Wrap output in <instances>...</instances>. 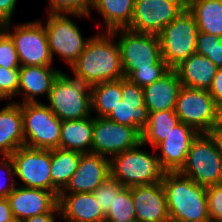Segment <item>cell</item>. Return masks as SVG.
I'll use <instances>...</instances> for the list:
<instances>
[{"label": "cell", "mask_w": 222, "mask_h": 222, "mask_svg": "<svg viewBox=\"0 0 222 222\" xmlns=\"http://www.w3.org/2000/svg\"><path fill=\"white\" fill-rule=\"evenodd\" d=\"M178 172L205 187L222 183V151L211 133L197 135Z\"/></svg>", "instance_id": "cell-7"}, {"label": "cell", "mask_w": 222, "mask_h": 222, "mask_svg": "<svg viewBox=\"0 0 222 222\" xmlns=\"http://www.w3.org/2000/svg\"><path fill=\"white\" fill-rule=\"evenodd\" d=\"M16 186L13 162L10 156H2L0 159V198H7Z\"/></svg>", "instance_id": "cell-36"}, {"label": "cell", "mask_w": 222, "mask_h": 222, "mask_svg": "<svg viewBox=\"0 0 222 222\" xmlns=\"http://www.w3.org/2000/svg\"><path fill=\"white\" fill-rule=\"evenodd\" d=\"M14 218L7 198H0V222H8Z\"/></svg>", "instance_id": "cell-43"}, {"label": "cell", "mask_w": 222, "mask_h": 222, "mask_svg": "<svg viewBox=\"0 0 222 222\" xmlns=\"http://www.w3.org/2000/svg\"><path fill=\"white\" fill-rule=\"evenodd\" d=\"M93 126V115L79 120L62 121L59 148L91 153Z\"/></svg>", "instance_id": "cell-25"}, {"label": "cell", "mask_w": 222, "mask_h": 222, "mask_svg": "<svg viewBox=\"0 0 222 222\" xmlns=\"http://www.w3.org/2000/svg\"><path fill=\"white\" fill-rule=\"evenodd\" d=\"M211 134L214 136V138L216 139L219 148L222 151V125H215Z\"/></svg>", "instance_id": "cell-44"}, {"label": "cell", "mask_w": 222, "mask_h": 222, "mask_svg": "<svg viewBox=\"0 0 222 222\" xmlns=\"http://www.w3.org/2000/svg\"><path fill=\"white\" fill-rule=\"evenodd\" d=\"M210 95L214 98L216 104L222 101V68H219L214 76L211 87L209 88Z\"/></svg>", "instance_id": "cell-41"}, {"label": "cell", "mask_w": 222, "mask_h": 222, "mask_svg": "<svg viewBox=\"0 0 222 222\" xmlns=\"http://www.w3.org/2000/svg\"><path fill=\"white\" fill-rule=\"evenodd\" d=\"M111 32L117 38L124 78L130 82L144 88L170 70L162 59L158 35L128 28Z\"/></svg>", "instance_id": "cell-1"}, {"label": "cell", "mask_w": 222, "mask_h": 222, "mask_svg": "<svg viewBox=\"0 0 222 222\" xmlns=\"http://www.w3.org/2000/svg\"><path fill=\"white\" fill-rule=\"evenodd\" d=\"M4 31L13 40L21 66H54L44 24L40 20L19 24L7 22Z\"/></svg>", "instance_id": "cell-9"}, {"label": "cell", "mask_w": 222, "mask_h": 222, "mask_svg": "<svg viewBox=\"0 0 222 222\" xmlns=\"http://www.w3.org/2000/svg\"><path fill=\"white\" fill-rule=\"evenodd\" d=\"M0 87L11 99H15L19 88V69L0 67Z\"/></svg>", "instance_id": "cell-38"}, {"label": "cell", "mask_w": 222, "mask_h": 222, "mask_svg": "<svg viewBox=\"0 0 222 222\" xmlns=\"http://www.w3.org/2000/svg\"><path fill=\"white\" fill-rule=\"evenodd\" d=\"M216 125H222V101L217 103Z\"/></svg>", "instance_id": "cell-45"}, {"label": "cell", "mask_w": 222, "mask_h": 222, "mask_svg": "<svg viewBox=\"0 0 222 222\" xmlns=\"http://www.w3.org/2000/svg\"><path fill=\"white\" fill-rule=\"evenodd\" d=\"M122 100L130 104L145 105L143 88L122 78Z\"/></svg>", "instance_id": "cell-39"}, {"label": "cell", "mask_w": 222, "mask_h": 222, "mask_svg": "<svg viewBox=\"0 0 222 222\" xmlns=\"http://www.w3.org/2000/svg\"><path fill=\"white\" fill-rule=\"evenodd\" d=\"M25 146L36 149L59 148L62 121L45 102L22 103Z\"/></svg>", "instance_id": "cell-10"}, {"label": "cell", "mask_w": 222, "mask_h": 222, "mask_svg": "<svg viewBox=\"0 0 222 222\" xmlns=\"http://www.w3.org/2000/svg\"><path fill=\"white\" fill-rule=\"evenodd\" d=\"M131 188L123 187L115 196L112 206L105 215V222L136 220Z\"/></svg>", "instance_id": "cell-31"}, {"label": "cell", "mask_w": 222, "mask_h": 222, "mask_svg": "<svg viewBox=\"0 0 222 222\" xmlns=\"http://www.w3.org/2000/svg\"><path fill=\"white\" fill-rule=\"evenodd\" d=\"M170 222H211L206 187L179 172H164Z\"/></svg>", "instance_id": "cell-3"}, {"label": "cell", "mask_w": 222, "mask_h": 222, "mask_svg": "<svg viewBox=\"0 0 222 222\" xmlns=\"http://www.w3.org/2000/svg\"><path fill=\"white\" fill-rule=\"evenodd\" d=\"M217 104L207 89L182 86L176 101L179 121L199 133H211L216 125Z\"/></svg>", "instance_id": "cell-12"}, {"label": "cell", "mask_w": 222, "mask_h": 222, "mask_svg": "<svg viewBox=\"0 0 222 222\" xmlns=\"http://www.w3.org/2000/svg\"><path fill=\"white\" fill-rule=\"evenodd\" d=\"M142 142V134L135 128L117 123L107 117H94L92 153L111 159Z\"/></svg>", "instance_id": "cell-13"}, {"label": "cell", "mask_w": 222, "mask_h": 222, "mask_svg": "<svg viewBox=\"0 0 222 222\" xmlns=\"http://www.w3.org/2000/svg\"><path fill=\"white\" fill-rule=\"evenodd\" d=\"M47 13L91 15L94 0H48Z\"/></svg>", "instance_id": "cell-33"}, {"label": "cell", "mask_w": 222, "mask_h": 222, "mask_svg": "<svg viewBox=\"0 0 222 222\" xmlns=\"http://www.w3.org/2000/svg\"><path fill=\"white\" fill-rule=\"evenodd\" d=\"M61 72L55 66H21L19 68V88L15 103H38L39 98L47 99L54 80ZM39 97V98H38Z\"/></svg>", "instance_id": "cell-19"}, {"label": "cell", "mask_w": 222, "mask_h": 222, "mask_svg": "<svg viewBox=\"0 0 222 222\" xmlns=\"http://www.w3.org/2000/svg\"><path fill=\"white\" fill-rule=\"evenodd\" d=\"M218 69L210 59L197 53L175 68L182 86L207 90L211 87Z\"/></svg>", "instance_id": "cell-23"}, {"label": "cell", "mask_w": 222, "mask_h": 222, "mask_svg": "<svg viewBox=\"0 0 222 222\" xmlns=\"http://www.w3.org/2000/svg\"><path fill=\"white\" fill-rule=\"evenodd\" d=\"M45 103L61 120H79L92 113L91 87L61 71Z\"/></svg>", "instance_id": "cell-6"}, {"label": "cell", "mask_w": 222, "mask_h": 222, "mask_svg": "<svg viewBox=\"0 0 222 222\" xmlns=\"http://www.w3.org/2000/svg\"><path fill=\"white\" fill-rule=\"evenodd\" d=\"M44 24L48 45L53 59L55 56L63 61L69 69L76 63L79 55L84 51L91 36L84 37L79 25L72 18L90 19L89 15L46 13Z\"/></svg>", "instance_id": "cell-5"}, {"label": "cell", "mask_w": 222, "mask_h": 222, "mask_svg": "<svg viewBox=\"0 0 222 222\" xmlns=\"http://www.w3.org/2000/svg\"><path fill=\"white\" fill-rule=\"evenodd\" d=\"M130 188L138 222H170L162 182Z\"/></svg>", "instance_id": "cell-17"}, {"label": "cell", "mask_w": 222, "mask_h": 222, "mask_svg": "<svg viewBox=\"0 0 222 222\" xmlns=\"http://www.w3.org/2000/svg\"><path fill=\"white\" fill-rule=\"evenodd\" d=\"M8 222H24V220L18 219V218H13L12 220Z\"/></svg>", "instance_id": "cell-47"}, {"label": "cell", "mask_w": 222, "mask_h": 222, "mask_svg": "<svg viewBox=\"0 0 222 222\" xmlns=\"http://www.w3.org/2000/svg\"><path fill=\"white\" fill-rule=\"evenodd\" d=\"M199 32L222 37V0H187Z\"/></svg>", "instance_id": "cell-26"}, {"label": "cell", "mask_w": 222, "mask_h": 222, "mask_svg": "<svg viewBox=\"0 0 222 222\" xmlns=\"http://www.w3.org/2000/svg\"><path fill=\"white\" fill-rule=\"evenodd\" d=\"M198 134L190 125L179 122L167 138L154 148L159 151H156V154L165 172H178L182 168L190 146Z\"/></svg>", "instance_id": "cell-16"}, {"label": "cell", "mask_w": 222, "mask_h": 222, "mask_svg": "<svg viewBox=\"0 0 222 222\" xmlns=\"http://www.w3.org/2000/svg\"><path fill=\"white\" fill-rule=\"evenodd\" d=\"M198 32L195 17L186 8L158 34L162 59L170 69L196 53Z\"/></svg>", "instance_id": "cell-8"}, {"label": "cell", "mask_w": 222, "mask_h": 222, "mask_svg": "<svg viewBox=\"0 0 222 222\" xmlns=\"http://www.w3.org/2000/svg\"><path fill=\"white\" fill-rule=\"evenodd\" d=\"M81 153L62 148L51 150L52 184L61 192L76 172Z\"/></svg>", "instance_id": "cell-28"}, {"label": "cell", "mask_w": 222, "mask_h": 222, "mask_svg": "<svg viewBox=\"0 0 222 222\" xmlns=\"http://www.w3.org/2000/svg\"><path fill=\"white\" fill-rule=\"evenodd\" d=\"M58 205L63 222H105L93 193L59 194Z\"/></svg>", "instance_id": "cell-20"}, {"label": "cell", "mask_w": 222, "mask_h": 222, "mask_svg": "<svg viewBox=\"0 0 222 222\" xmlns=\"http://www.w3.org/2000/svg\"><path fill=\"white\" fill-rule=\"evenodd\" d=\"M60 217L59 205H57L50 213H43L24 220V222H57Z\"/></svg>", "instance_id": "cell-42"}, {"label": "cell", "mask_w": 222, "mask_h": 222, "mask_svg": "<svg viewBox=\"0 0 222 222\" xmlns=\"http://www.w3.org/2000/svg\"><path fill=\"white\" fill-rule=\"evenodd\" d=\"M175 110H164L149 113V122L142 132L144 145L155 148L160 142L167 138V135L179 123Z\"/></svg>", "instance_id": "cell-29"}, {"label": "cell", "mask_w": 222, "mask_h": 222, "mask_svg": "<svg viewBox=\"0 0 222 222\" xmlns=\"http://www.w3.org/2000/svg\"><path fill=\"white\" fill-rule=\"evenodd\" d=\"M98 32V33H97ZM70 68L72 75L88 86L124 78L120 50L115 35L97 31Z\"/></svg>", "instance_id": "cell-2"}, {"label": "cell", "mask_w": 222, "mask_h": 222, "mask_svg": "<svg viewBox=\"0 0 222 222\" xmlns=\"http://www.w3.org/2000/svg\"><path fill=\"white\" fill-rule=\"evenodd\" d=\"M211 222H222V183L206 187Z\"/></svg>", "instance_id": "cell-37"}, {"label": "cell", "mask_w": 222, "mask_h": 222, "mask_svg": "<svg viewBox=\"0 0 222 222\" xmlns=\"http://www.w3.org/2000/svg\"><path fill=\"white\" fill-rule=\"evenodd\" d=\"M18 0H0V22H12Z\"/></svg>", "instance_id": "cell-40"}, {"label": "cell", "mask_w": 222, "mask_h": 222, "mask_svg": "<svg viewBox=\"0 0 222 222\" xmlns=\"http://www.w3.org/2000/svg\"><path fill=\"white\" fill-rule=\"evenodd\" d=\"M125 222H138L137 220H132V221H125Z\"/></svg>", "instance_id": "cell-49"}, {"label": "cell", "mask_w": 222, "mask_h": 222, "mask_svg": "<svg viewBox=\"0 0 222 222\" xmlns=\"http://www.w3.org/2000/svg\"><path fill=\"white\" fill-rule=\"evenodd\" d=\"M0 67L6 69L21 67L13 40L5 31L0 34Z\"/></svg>", "instance_id": "cell-35"}, {"label": "cell", "mask_w": 222, "mask_h": 222, "mask_svg": "<svg viewBox=\"0 0 222 222\" xmlns=\"http://www.w3.org/2000/svg\"><path fill=\"white\" fill-rule=\"evenodd\" d=\"M7 101L6 105H9L13 103L14 101L3 91V89L0 87V102ZM9 102V103H8Z\"/></svg>", "instance_id": "cell-46"}, {"label": "cell", "mask_w": 222, "mask_h": 222, "mask_svg": "<svg viewBox=\"0 0 222 222\" xmlns=\"http://www.w3.org/2000/svg\"><path fill=\"white\" fill-rule=\"evenodd\" d=\"M136 0H94L92 10L101 15L104 22L97 23L99 31H113L128 28L134 12ZM103 23V25H102ZM101 26V28H100Z\"/></svg>", "instance_id": "cell-24"}, {"label": "cell", "mask_w": 222, "mask_h": 222, "mask_svg": "<svg viewBox=\"0 0 222 222\" xmlns=\"http://www.w3.org/2000/svg\"><path fill=\"white\" fill-rule=\"evenodd\" d=\"M181 87L182 84L175 69H170L160 79L144 87L143 96L148 112L175 110Z\"/></svg>", "instance_id": "cell-21"}, {"label": "cell", "mask_w": 222, "mask_h": 222, "mask_svg": "<svg viewBox=\"0 0 222 222\" xmlns=\"http://www.w3.org/2000/svg\"><path fill=\"white\" fill-rule=\"evenodd\" d=\"M25 146L21 104L11 103L0 109V156H10Z\"/></svg>", "instance_id": "cell-22"}, {"label": "cell", "mask_w": 222, "mask_h": 222, "mask_svg": "<svg viewBox=\"0 0 222 222\" xmlns=\"http://www.w3.org/2000/svg\"><path fill=\"white\" fill-rule=\"evenodd\" d=\"M111 176L110 159L95 153H81L76 172L60 194L92 193Z\"/></svg>", "instance_id": "cell-15"}, {"label": "cell", "mask_w": 222, "mask_h": 222, "mask_svg": "<svg viewBox=\"0 0 222 222\" xmlns=\"http://www.w3.org/2000/svg\"><path fill=\"white\" fill-rule=\"evenodd\" d=\"M14 218H27L50 213L58 205V197L51 191L16 186L7 197Z\"/></svg>", "instance_id": "cell-18"}, {"label": "cell", "mask_w": 222, "mask_h": 222, "mask_svg": "<svg viewBox=\"0 0 222 222\" xmlns=\"http://www.w3.org/2000/svg\"><path fill=\"white\" fill-rule=\"evenodd\" d=\"M122 78L91 86L92 113L94 117H107L122 101Z\"/></svg>", "instance_id": "cell-27"}, {"label": "cell", "mask_w": 222, "mask_h": 222, "mask_svg": "<svg viewBox=\"0 0 222 222\" xmlns=\"http://www.w3.org/2000/svg\"><path fill=\"white\" fill-rule=\"evenodd\" d=\"M10 158L14 165L17 186L44 189L59 196L60 191L52 184L51 179V150L22 146Z\"/></svg>", "instance_id": "cell-11"}, {"label": "cell", "mask_w": 222, "mask_h": 222, "mask_svg": "<svg viewBox=\"0 0 222 222\" xmlns=\"http://www.w3.org/2000/svg\"><path fill=\"white\" fill-rule=\"evenodd\" d=\"M187 8V0H136L128 29L158 35Z\"/></svg>", "instance_id": "cell-14"}, {"label": "cell", "mask_w": 222, "mask_h": 222, "mask_svg": "<svg viewBox=\"0 0 222 222\" xmlns=\"http://www.w3.org/2000/svg\"><path fill=\"white\" fill-rule=\"evenodd\" d=\"M117 123L135 127L141 134L149 122V112L145 105L120 101L107 116Z\"/></svg>", "instance_id": "cell-30"}, {"label": "cell", "mask_w": 222, "mask_h": 222, "mask_svg": "<svg viewBox=\"0 0 222 222\" xmlns=\"http://www.w3.org/2000/svg\"><path fill=\"white\" fill-rule=\"evenodd\" d=\"M4 25L5 23L0 22V34L4 31Z\"/></svg>", "instance_id": "cell-48"}, {"label": "cell", "mask_w": 222, "mask_h": 222, "mask_svg": "<svg viewBox=\"0 0 222 222\" xmlns=\"http://www.w3.org/2000/svg\"><path fill=\"white\" fill-rule=\"evenodd\" d=\"M140 142L110 159L111 177L124 187L149 185L162 182L164 170L161 168L156 150L146 151Z\"/></svg>", "instance_id": "cell-4"}, {"label": "cell", "mask_w": 222, "mask_h": 222, "mask_svg": "<svg viewBox=\"0 0 222 222\" xmlns=\"http://www.w3.org/2000/svg\"><path fill=\"white\" fill-rule=\"evenodd\" d=\"M123 187L124 186L122 184L110 176L95 191L92 192L94 198L99 203L101 210L105 215L113 204L114 196Z\"/></svg>", "instance_id": "cell-34"}, {"label": "cell", "mask_w": 222, "mask_h": 222, "mask_svg": "<svg viewBox=\"0 0 222 222\" xmlns=\"http://www.w3.org/2000/svg\"><path fill=\"white\" fill-rule=\"evenodd\" d=\"M196 53L206 56L218 68H222V37L198 32Z\"/></svg>", "instance_id": "cell-32"}]
</instances>
